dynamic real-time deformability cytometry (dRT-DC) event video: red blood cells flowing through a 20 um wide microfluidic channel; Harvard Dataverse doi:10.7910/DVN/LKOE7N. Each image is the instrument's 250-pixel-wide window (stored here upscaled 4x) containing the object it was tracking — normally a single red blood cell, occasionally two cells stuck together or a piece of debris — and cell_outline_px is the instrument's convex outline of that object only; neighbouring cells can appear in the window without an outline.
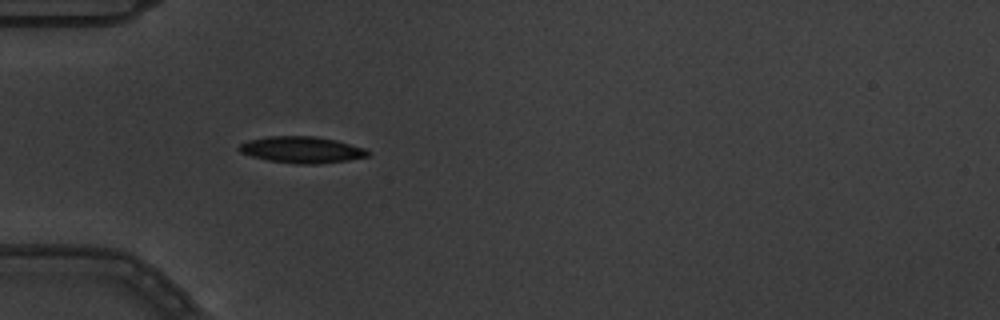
{"species": "common noctule bat (a hibernating species)", "species_latin": "Nyctalus noctula", "temperature_condition": "warm", "stored_images_in_passage": 1, "camera_frame_rate_fps": 3000, "um_per_image_px": 0.085, "animal": {"sex": "male", "body_mass_g": 19.5, "forearm_length_mm": 54.6}, "frame": {"image": 1, "passage_image": 1, "time_ms": 0.0, "image_size_px": [1000, 320], "cell_outline_px": [[372, 152], [368, 156], [348, 160], [316, 164], [296, 164], [268, 160], [252, 156], [240, 152], [236, 148], [240, 144], [248, 140], [268, 136], [316, 136], [336, 140], [364, 148]], "centroid_in_image_um": [25.64, 12.72], "position_along_channel_um": 59.4, "area_um2": 19.88}}